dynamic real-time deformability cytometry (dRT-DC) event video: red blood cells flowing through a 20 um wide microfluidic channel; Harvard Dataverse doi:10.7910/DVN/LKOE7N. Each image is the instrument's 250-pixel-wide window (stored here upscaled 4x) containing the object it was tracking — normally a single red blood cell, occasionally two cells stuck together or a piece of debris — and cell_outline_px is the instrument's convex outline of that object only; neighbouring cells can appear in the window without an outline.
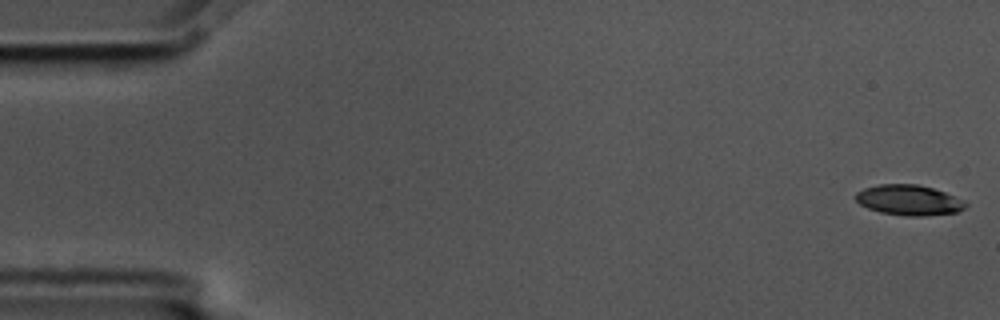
{"species": "common noctule bat (a hibernating species)", "species_latin": "Nyctalus noctula", "temperature_condition": "cold", "stored_images_in_passage": 55, "segment_of_instrument_passage": [1, 2], "camera_frame_rate_fps": 3000, "um_per_image_px": 0.085, "animal": {"sex": "male", "body_mass_g": 17.5, "forearm_length_mm": 52.3}, "frame": {"image": 1, "passage_image": 1, "time_ms": 0.0, "image_size_px": [1000, 320], "cell_outline_px": [[968, 204], [964, 208], [956, 212], [924, 216], [908, 216], [880, 212], [868, 208], [860, 204], [856, 200], [856, 192], [864, 188], [880, 184], [916, 184], [932, 188], [944, 192], [964, 200]], "centroid_in_image_um": [77.25, 17.01], "position_along_channel_um": 7.7, "area_um2": 19.31}}
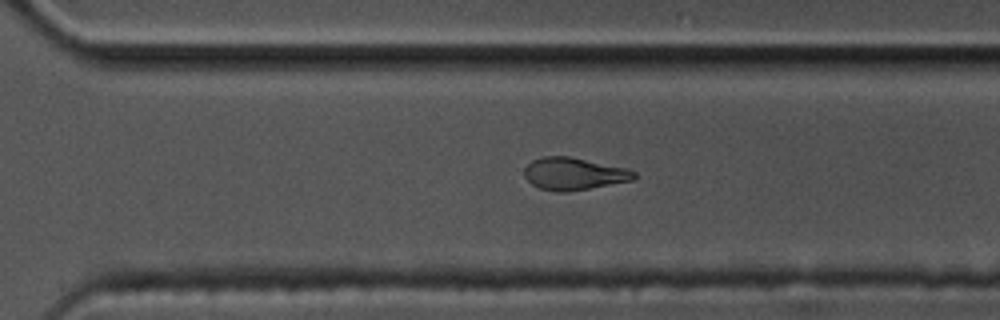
{"frame": {"image": 2, "passage_image": 39, "time_ms": 12.667, "image_size_px": [1000, 320], "cell_outline_px": [[636, 176], [632, 180], [588, 188], [564, 192], [556, 192], [540, 188], [532, 184], [524, 176], [524, 168], [532, 160], [544, 156], [568, 156], [628, 168], [636, 172]], "centroid_in_image_um": [48.76, 14.76], "position_along_channel_um": 321.8, "area_um2": 20.52}}
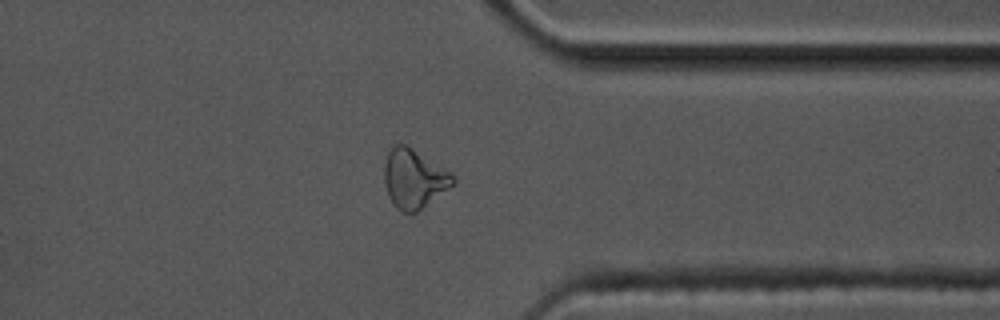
{"frame": {"image": 3, "passage_image": 44, "time_ms": 14.333, "image_size_px": [1000, 320], "cell_outline_px": [[456, 184], [416, 212], [404, 212], [396, 208], [388, 196], [384, 184], [384, 164], [388, 152], [396, 144], [404, 144], [412, 148], [452, 172], [456, 176]], "centroid_in_image_um": [35.21, 15.19], "position_along_channel_um": 376.2, "area_um2": 23.76}}